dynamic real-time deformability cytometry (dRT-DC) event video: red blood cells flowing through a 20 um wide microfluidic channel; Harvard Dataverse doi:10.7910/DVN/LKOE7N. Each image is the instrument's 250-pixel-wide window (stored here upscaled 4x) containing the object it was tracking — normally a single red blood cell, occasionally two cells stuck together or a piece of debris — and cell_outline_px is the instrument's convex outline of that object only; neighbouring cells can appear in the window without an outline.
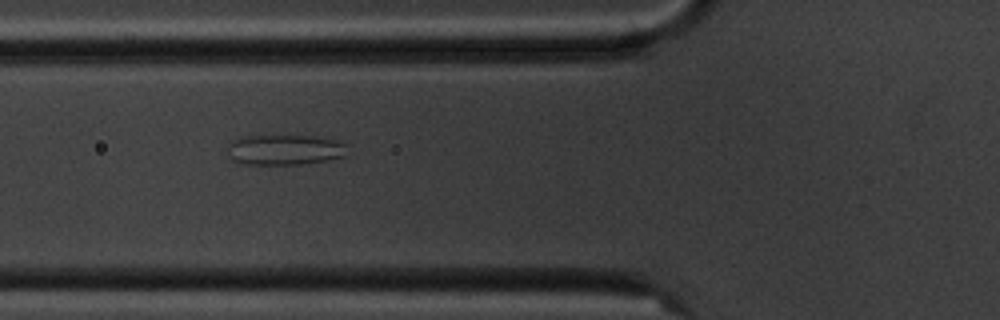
{"species": "common noctule bat (a hibernating species)", "species_latin": "Nyctalus noctula", "temperature_condition": "cold", "stored_images_in_passage": 7, "camera_frame_rate_fps": 3000, "um_per_image_px": 0.085, "animal": {"sex": "male", "body_mass_g": 20.1, "forearm_length_mm": 53.5}, "frame": {"image": 1, "passage_image": 6, "time_ms": 6.0, "image_size_px": [1000, 320], "cell_outline_px": [[348, 156], [328, 160], [300, 164], [240, 164], [232, 160], [228, 156], [228, 140], [240, 136], [312, 136], [340, 140], [348, 144]], "centroid_in_image_um": [24.22, 12.72], "position_along_channel_um": 101.6, "area_um2": 21.79}}
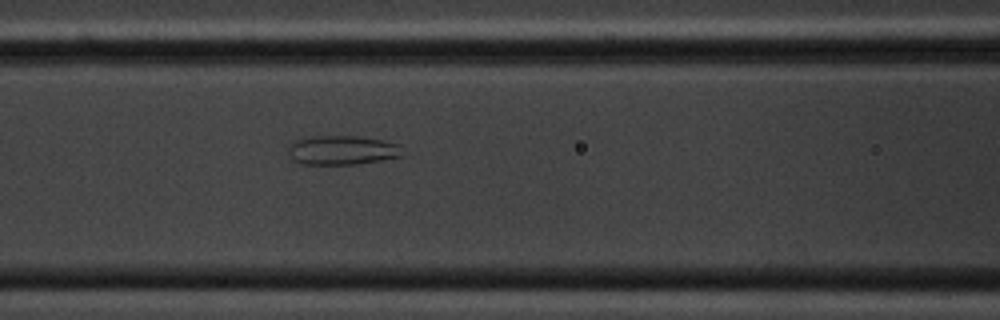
{"frame": {"image": 2, "passage_image": 7, "time_ms": 7.0, "image_size_px": [1000, 320], "cell_outline_px": [[404, 156], [356, 164], [300, 164], [288, 160], [288, 148], [296, 140], [308, 136], [356, 136], [384, 140], [396, 144]], "centroid_in_image_um": [29.0, 12.77], "position_along_channel_um": 137.6, "area_um2": 19.54}}